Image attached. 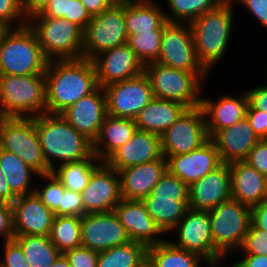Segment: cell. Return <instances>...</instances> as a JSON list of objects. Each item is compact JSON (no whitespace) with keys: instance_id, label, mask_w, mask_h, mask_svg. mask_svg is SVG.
<instances>
[{"instance_id":"cell-1","label":"cell","mask_w":267,"mask_h":267,"mask_svg":"<svg viewBox=\"0 0 267 267\" xmlns=\"http://www.w3.org/2000/svg\"><path fill=\"white\" fill-rule=\"evenodd\" d=\"M48 114H60L99 86L93 61L51 60L45 70Z\"/></svg>"},{"instance_id":"cell-2","label":"cell","mask_w":267,"mask_h":267,"mask_svg":"<svg viewBox=\"0 0 267 267\" xmlns=\"http://www.w3.org/2000/svg\"><path fill=\"white\" fill-rule=\"evenodd\" d=\"M34 123L51 171L55 168L52 158L64 164L87 159L93 154V143L78 133L60 114H40L34 117Z\"/></svg>"},{"instance_id":"cell-3","label":"cell","mask_w":267,"mask_h":267,"mask_svg":"<svg viewBox=\"0 0 267 267\" xmlns=\"http://www.w3.org/2000/svg\"><path fill=\"white\" fill-rule=\"evenodd\" d=\"M233 3L224 0L189 23L198 60L208 71L226 53L232 32Z\"/></svg>"},{"instance_id":"cell-4","label":"cell","mask_w":267,"mask_h":267,"mask_svg":"<svg viewBox=\"0 0 267 267\" xmlns=\"http://www.w3.org/2000/svg\"><path fill=\"white\" fill-rule=\"evenodd\" d=\"M45 113V74L0 75V117L33 118Z\"/></svg>"},{"instance_id":"cell-5","label":"cell","mask_w":267,"mask_h":267,"mask_svg":"<svg viewBox=\"0 0 267 267\" xmlns=\"http://www.w3.org/2000/svg\"><path fill=\"white\" fill-rule=\"evenodd\" d=\"M144 74L149 80L154 98L174 101L187 109L200 106V91H203L201 82L208 76L207 73H191L151 62L145 64Z\"/></svg>"},{"instance_id":"cell-6","label":"cell","mask_w":267,"mask_h":267,"mask_svg":"<svg viewBox=\"0 0 267 267\" xmlns=\"http://www.w3.org/2000/svg\"><path fill=\"white\" fill-rule=\"evenodd\" d=\"M27 24L35 32L49 61L82 58L84 30L76 23L37 13L28 19Z\"/></svg>"},{"instance_id":"cell-7","label":"cell","mask_w":267,"mask_h":267,"mask_svg":"<svg viewBox=\"0 0 267 267\" xmlns=\"http://www.w3.org/2000/svg\"><path fill=\"white\" fill-rule=\"evenodd\" d=\"M48 63L28 24L13 28L0 45V75L44 74Z\"/></svg>"},{"instance_id":"cell-8","label":"cell","mask_w":267,"mask_h":267,"mask_svg":"<svg viewBox=\"0 0 267 267\" xmlns=\"http://www.w3.org/2000/svg\"><path fill=\"white\" fill-rule=\"evenodd\" d=\"M163 233L173 231L188 210L189 187L168 170L143 200Z\"/></svg>"},{"instance_id":"cell-9","label":"cell","mask_w":267,"mask_h":267,"mask_svg":"<svg viewBox=\"0 0 267 267\" xmlns=\"http://www.w3.org/2000/svg\"><path fill=\"white\" fill-rule=\"evenodd\" d=\"M0 149L17 155L38 175L52 172L42 152L34 117H0Z\"/></svg>"},{"instance_id":"cell-10","label":"cell","mask_w":267,"mask_h":267,"mask_svg":"<svg viewBox=\"0 0 267 267\" xmlns=\"http://www.w3.org/2000/svg\"><path fill=\"white\" fill-rule=\"evenodd\" d=\"M124 0L93 16L83 33L82 58L93 60L104 51L127 43Z\"/></svg>"},{"instance_id":"cell-11","label":"cell","mask_w":267,"mask_h":267,"mask_svg":"<svg viewBox=\"0 0 267 267\" xmlns=\"http://www.w3.org/2000/svg\"><path fill=\"white\" fill-rule=\"evenodd\" d=\"M209 218L214 246L224 256L240 250L251 223V207L231 198L209 210Z\"/></svg>"},{"instance_id":"cell-12","label":"cell","mask_w":267,"mask_h":267,"mask_svg":"<svg viewBox=\"0 0 267 267\" xmlns=\"http://www.w3.org/2000/svg\"><path fill=\"white\" fill-rule=\"evenodd\" d=\"M169 22L163 25L159 64L191 73H208L198 60L190 24Z\"/></svg>"},{"instance_id":"cell-13","label":"cell","mask_w":267,"mask_h":267,"mask_svg":"<svg viewBox=\"0 0 267 267\" xmlns=\"http://www.w3.org/2000/svg\"><path fill=\"white\" fill-rule=\"evenodd\" d=\"M178 229L174 246L200 255L210 267H218L225 256L214 246L209 211L188 208L184 217L173 228Z\"/></svg>"},{"instance_id":"cell-14","label":"cell","mask_w":267,"mask_h":267,"mask_svg":"<svg viewBox=\"0 0 267 267\" xmlns=\"http://www.w3.org/2000/svg\"><path fill=\"white\" fill-rule=\"evenodd\" d=\"M202 108L187 109L162 135L163 156H176L198 149L209 140Z\"/></svg>"},{"instance_id":"cell-15","label":"cell","mask_w":267,"mask_h":267,"mask_svg":"<svg viewBox=\"0 0 267 267\" xmlns=\"http://www.w3.org/2000/svg\"><path fill=\"white\" fill-rule=\"evenodd\" d=\"M107 115L135 119L138 113L154 99L147 76L142 73L131 79L104 87Z\"/></svg>"},{"instance_id":"cell-16","label":"cell","mask_w":267,"mask_h":267,"mask_svg":"<svg viewBox=\"0 0 267 267\" xmlns=\"http://www.w3.org/2000/svg\"><path fill=\"white\" fill-rule=\"evenodd\" d=\"M81 196L85 214L114 211L115 206L122 200L119 172L105 162L100 163Z\"/></svg>"},{"instance_id":"cell-17","label":"cell","mask_w":267,"mask_h":267,"mask_svg":"<svg viewBox=\"0 0 267 267\" xmlns=\"http://www.w3.org/2000/svg\"><path fill=\"white\" fill-rule=\"evenodd\" d=\"M129 241L114 211L85 214L81 218V246L100 252Z\"/></svg>"},{"instance_id":"cell-18","label":"cell","mask_w":267,"mask_h":267,"mask_svg":"<svg viewBox=\"0 0 267 267\" xmlns=\"http://www.w3.org/2000/svg\"><path fill=\"white\" fill-rule=\"evenodd\" d=\"M92 61L102 88L144 73L145 65L127 44L104 51Z\"/></svg>"},{"instance_id":"cell-19","label":"cell","mask_w":267,"mask_h":267,"mask_svg":"<svg viewBox=\"0 0 267 267\" xmlns=\"http://www.w3.org/2000/svg\"><path fill=\"white\" fill-rule=\"evenodd\" d=\"M63 117L78 133L92 143L97 139L101 126L107 116L106 95L104 88L98 87L62 113Z\"/></svg>"},{"instance_id":"cell-20","label":"cell","mask_w":267,"mask_h":267,"mask_svg":"<svg viewBox=\"0 0 267 267\" xmlns=\"http://www.w3.org/2000/svg\"><path fill=\"white\" fill-rule=\"evenodd\" d=\"M164 157L167 160V170L188 187L223 164L211 139L189 153Z\"/></svg>"},{"instance_id":"cell-21","label":"cell","mask_w":267,"mask_h":267,"mask_svg":"<svg viewBox=\"0 0 267 267\" xmlns=\"http://www.w3.org/2000/svg\"><path fill=\"white\" fill-rule=\"evenodd\" d=\"M14 236H48L55 218L35 193L17 197L12 203Z\"/></svg>"},{"instance_id":"cell-22","label":"cell","mask_w":267,"mask_h":267,"mask_svg":"<svg viewBox=\"0 0 267 267\" xmlns=\"http://www.w3.org/2000/svg\"><path fill=\"white\" fill-rule=\"evenodd\" d=\"M114 212L131 241L149 247L165 240L159 237L164 233L156 225L142 200L122 199L115 206Z\"/></svg>"},{"instance_id":"cell-23","label":"cell","mask_w":267,"mask_h":267,"mask_svg":"<svg viewBox=\"0 0 267 267\" xmlns=\"http://www.w3.org/2000/svg\"><path fill=\"white\" fill-rule=\"evenodd\" d=\"M231 198L229 164L223 163L189 187L188 207L209 211Z\"/></svg>"},{"instance_id":"cell-24","label":"cell","mask_w":267,"mask_h":267,"mask_svg":"<svg viewBox=\"0 0 267 267\" xmlns=\"http://www.w3.org/2000/svg\"><path fill=\"white\" fill-rule=\"evenodd\" d=\"M162 156L161 136L137 129L132 138L114 151L104 162L119 171L155 161Z\"/></svg>"},{"instance_id":"cell-25","label":"cell","mask_w":267,"mask_h":267,"mask_svg":"<svg viewBox=\"0 0 267 267\" xmlns=\"http://www.w3.org/2000/svg\"><path fill=\"white\" fill-rule=\"evenodd\" d=\"M211 140L226 164L245 161L251 149L260 141L246 117L233 126L219 130Z\"/></svg>"},{"instance_id":"cell-26","label":"cell","mask_w":267,"mask_h":267,"mask_svg":"<svg viewBox=\"0 0 267 267\" xmlns=\"http://www.w3.org/2000/svg\"><path fill=\"white\" fill-rule=\"evenodd\" d=\"M166 171L167 160L164 156L119 170L122 199L143 200Z\"/></svg>"},{"instance_id":"cell-27","label":"cell","mask_w":267,"mask_h":267,"mask_svg":"<svg viewBox=\"0 0 267 267\" xmlns=\"http://www.w3.org/2000/svg\"><path fill=\"white\" fill-rule=\"evenodd\" d=\"M248 106L247 93L239 98L222 96L217 102L201 98L200 107L205 116L207 133L211 139L219 130L233 126L246 117Z\"/></svg>"},{"instance_id":"cell-28","label":"cell","mask_w":267,"mask_h":267,"mask_svg":"<svg viewBox=\"0 0 267 267\" xmlns=\"http://www.w3.org/2000/svg\"><path fill=\"white\" fill-rule=\"evenodd\" d=\"M231 177V197L249 207L266 199L265 175L245 161L229 164Z\"/></svg>"},{"instance_id":"cell-29","label":"cell","mask_w":267,"mask_h":267,"mask_svg":"<svg viewBox=\"0 0 267 267\" xmlns=\"http://www.w3.org/2000/svg\"><path fill=\"white\" fill-rule=\"evenodd\" d=\"M186 110L180 103L154 98L134 120L138 130L161 136Z\"/></svg>"},{"instance_id":"cell-30","label":"cell","mask_w":267,"mask_h":267,"mask_svg":"<svg viewBox=\"0 0 267 267\" xmlns=\"http://www.w3.org/2000/svg\"><path fill=\"white\" fill-rule=\"evenodd\" d=\"M151 0H124L127 35L141 32H163L165 12Z\"/></svg>"},{"instance_id":"cell-31","label":"cell","mask_w":267,"mask_h":267,"mask_svg":"<svg viewBox=\"0 0 267 267\" xmlns=\"http://www.w3.org/2000/svg\"><path fill=\"white\" fill-rule=\"evenodd\" d=\"M136 130L134 119L107 115L97 139L93 142V154L104 162L114 151L128 142Z\"/></svg>"},{"instance_id":"cell-32","label":"cell","mask_w":267,"mask_h":267,"mask_svg":"<svg viewBox=\"0 0 267 267\" xmlns=\"http://www.w3.org/2000/svg\"><path fill=\"white\" fill-rule=\"evenodd\" d=\"M202 260L197 253L178 248L170 240L147 247V261L152 267H200Z\"/></svg>"},{"instance_id":"cell-33","label":"cell","mask_w":267,"mask_h":267,"mask_svg":"<svg viewBox=\"0 0 267 267\" xmlns=\"http://www.w3.org/2000/svg\"><path fill=\"white\" fill-rule=\"evenodd\" d=\"M0 168L2 169L11 192L16 197L34 193L35 188L30 191L29 186L31 185L32 176L34 174L38 175V173L25 164L17 155L0 149Z\"/></svg>"},{"instance_id":"cell-34","label":"cell","mask_w":267,"mask_h":267,"mask_svg":"<svg viewBox=\"0 0 267 267\" xmlns=\"http://www.w3.org/2000/svg\"><path fill=\"white\" fill-rule=\"evenodd\" d=\"M99 163L102 162L92 154L87 159L59 164L58 168L55 167L52 170V173L65 189L81 194L88 185L93 171L100 165Z\"/></svg>"},{"instance_id":"cell-35","label":"cell","mask_w":267,"mask_h":267,"mask_svg":"<svg viewBox=\"0 0 267 267\" xmlns=\"http://www.w3.org/2000/svg\"><path fill=\"white\" fill-rule=\"evenodd\" d=\"M147 261V247L136 241L100 251L97 267H141Z\"/></svg>"},{"instance_id":"cell-36","label":"cell","mask_w":267,"mask_h":267,"mask_svg":"<svg viewBox=\"0 0 267 267\" xmlns=\"http://www.w3.org/2000/svg\"><path fill=\"white\" fill-rule=\"evenodd\" d=\"M31 267H51L61 254L48 236H14Z\"/></svg>"},{"instance_id":"cell-37","label":"cell","mask_w":267,"mask_h":267,"mask_svg":"<svg viewBox=\"0 0 267 267\" xmlns=\"http://www.w3.org/2000/svg\"><path fill=\"white\" fill-rule=\"evenodd\" d=\"M81 218L55 216L49 238L61 254L81 246Z\"/></svg>"},{"instance_id":"cell-38","label":"cell","mask_w":267,"mask_h":267,"mask_svg":"<svg viewBox=\"0 0 267 267\" xmlns=\"http://www.w3.org/2000/svg\"><path fill=\"white\" fill-rule=\"evenodd\" d=\"M171 14L164 13L166 21L191 23L200 15L215 9L224 0H166Z\"/></svg>"},{"instance_id":"cell-39","label":"cell","mask_w":267,"mask_h":267,"mask_svg":"<svg viewBox=\"0 0 267 267\" xmlns=\"http://www.w3.org/2000/svg\"><path fill=\"white\" fill-rule=\"evenodd\" d=\"M163 32H141L128 36L127 45L135 52L143 64L155 62L161 50Z\"/></svg>"},{"instance_id":"cell-40","label":"cell","mask_w":267,"mask_h":267,"mask_svg":"<svg viewBox=\"0 0 267 267\" xmlns=\"http://www.w3.org/2000/svg\"><path fill=\"white\" fill-rule=\"evenodd\" d=\"M38 177H42L49 181L45 186L41 185L42 190L35 189L34 193L37 197L42 201V203L55 212L59 206H61V199L64 196L65 187L61 184V182L53 175V173L39 175Z\"/></svg>"},{"instance_id":"cell-41","label":"cell","mask_w":267,"mask_h":267,"mask_svg":"<svg viewBox=\"0 0 267 267\" xmlns=\"http://www.w3.org/2000/svg\"><path fill=\"white\" fill-rule=\"evenodd\" d=\"M240 248L245 254L267 255V231L258 229L250 223Z\"/></svg>"},{"instance_id":"cell-42","label":"cell","mask_w":267,"mask_h":267,"mask_svg":"<svg viewBox=\"0 0 267 267\" xmlns=\"http://www.w3.org/2000/svg\"><path fill=\"white\" fill-rule=\"evenodd\" d=\"M0 20L10 26L14 25V28L27 25L28 19L22 9V0H0Z\"/></svg>"},{"instance_id":"cell-43","label":"cell","mask_w":267,"mask_h":267,"mask_svg":"<svg viewBox=\"0 0 267 267\" xmlns=\"http://www.w3.org/2000/svg\"><path fill=\"white\" fill-rule=\"evenodd\" d=\"M61 206L54 212L55 216H80L85 215L82 196L80 193L64 189Z\"/></svg>"},{"instance_id":"cell-44","label":"cell","mask_w":267,"mask_h":267,"mask_svg":"<svg viewBox=\"0 0 267 267\" xmlns=\"http://www.w3.org/2000/svg\"><path fill=\"white\" fill-rule=\"evenodd\" d=\"M98 254V251L84 246H79L64 253L71 267H97Z\"/></svg>"},{"instance_id":"cell-45","label":"cell","mask_w":267,"mask_h":267,"mask_svg":"<svg viewBox=\"0 0 267 267\" xmlns=\"http://www.w3.org/2000/svg\"><path fill=\"white\" fill-rule=\"evenodd\" d=\"M3 248L4 259L0 261V267H31L27 262L23 250L14 240L5 241Z\"/></svg>"},{"instance_id":"cell-46","label":"cell","mask_w":267,"mask_h":267,"mask_svg":"<svg viewBox=\"0 0 267 267\" xmlns=\"http://www.w3.org/2000/svg\"><path fill=\"white\" fill-rule=\"evenodd\" d=\"M245 162L261 174L267 175V139L260 140L251 149Z\"/></svg>"},{"instance_id":"cell-47","label":"cell","mask_w":267,"mask_h":267,"mask_svg":"<svg viewBox=\"0 0 267 267\" xmlns=\"http://www.w3.org/2000/svg\"><path fill=\"white\" fill-rule=\"evenodd\" d=\"M246 118L257 137L267 139V113L254 109L249 103L246 109Z\"/></svg>"},{"instance_id":"cell-48","label":"cell","mask_w":267,"mask_h":267,"mask_svg":"<svg viewBox=\"0 0 267 267\" xmlns=\"http://www.w3.org/2000/svg\"><path fill=\"white\" fill-rule=\"evenodd\" d=\"M3 241L14 238L13 206L9 203H0V237Z\"/></svg>"},{"instance_id":"cell-49","label":"cell","mask_w":267,"mask_h":267,"mask_svg":"<svg viewBox=\"0 0 267 267\" xmlns=\"http://www.w3.org/2000/svg\"><path fill=\"white\" fill-rule=\"evenodd\" d=\"M91 16L86 11L84 5L80 0H70L68 8V20L76 23L83 30L87 27V24L91 21Z\"/></svg>"},{"instance_id":"cell-50","label":"cell","mask_w":267,"mask_h":267,"mask_svg":"<svg viewBox=\"0 0 267 267\" xmlns=\"http://www.w3.org/2000/svg\"><path fill=\"white\" fill-rule=\"evenodd\" d=\"M69 1L50 0L46 7L38 14L50 18H65L68 20Z\"/></svg>"},{"instance_id":"cell-51","label":"cell","mask_w":267,"mask_h":267,"mask_svg":"<svg viewBox=\"0 0 267 267\" xmlns=\"http://www.w3.org/2000/svg\"><path fill=\"white\" fill-rule=\"evenodd\" d=\"M246 6L260 24L267 28V0H232Z\"/></svg>"},{"instance_id":"cell-52","label":"cell","mask_w":267,"mask_h":267,"mask_svg":"<svg viewBox=\"0 0 267 267\" xmlns=\"http://www.w3.org/2000/svg\"><path fill=\"white\" fill-rule=\"evenodd\" d=\"M248 103L257 110L267 113V85L256 87L246 92Z\"/></svg>"},{"instance_id":"cell-53","label":"cell","mask_w":267,"mask_h":267,"mask_svg":"<svg viewBox=\"0 0 267 267\" xmlns=\"http://www.w3.org/2000/svg\"><path fill=\"white\" fill-rule=\"evenodd\" d=\"M251 223L256 228L267 231V199L251 208Z\"/></svg>"},{"instance_id":"cell-54","label":"cell","mask_w":267,"mask_h":267,"mask_svg":"<svg viewBox=\"0 0 267 267\" xmlns=\"http://www.w3.org/2000/svg\"><path fill=\"white\" fill-rule=\"evenodd\" d=\"M118 0H80L88 14L93 17L112 7Z\"/></svg>"},{"instance_id":"cell-55","label":"cell","mask_w":267,"mask_h":267,"mask_svg":"<svg viewBox=\"0 0 267 267\" xmlns=\"http://www.w3.org/2000/svg\"><path fill=\"white\" fill-rule=\"evenodd\" d=\"M246 257L233 263L234 267H267V255L245 254Z\"/></svg>"},{"instance_id":"cell-56","label":"cell","mask_w":267,"mask_h":267,"mask_svg":"<svg viewBox=\"0 0 267 267\" xmlns=\"http://www.w3.org/2000/svg\"><path fill=\"white\" fill-rule=\"evenodd\" d=\"M50 0H22V9L27 19L40 13Z\"/></svg>"},{"instance_id":"cell-57","label":"cell","mask_w":267,"mask_h":267,"mask_svg":"<svg viewBox=\"0 0 267 267\" xmlns=\"http://www.w3.org/2000/svg\"><path fill=\"white\" fill-rule=\"evenodd\" d=\"M16 198L17 197L11 192L2 169L0 168V203L12 204Z\"/></svg>"},{"instance_id":"cell-58","label":"cell","mask_w":267,"mask_h":267,"mask_svg":"<svg viewBox=\"0 0 267 267\" xmlns=\"http://www.w3.org/2000/svg\"><path fill=\"white\" fill-rule=\"evenodd\" d=\"M13 26L0 20V45L4 42L6 36L11 32Z\"/></svg>"},{"instance_id":"cell-59","label":"cell","mask_w":267,"mask_h":267,"mask_svg":"<svg viewBox=\"0 0 267 267\" xmlns=\"http://www.w3.org/2000/svg\"><path fill=\"white\" fill-rule=\"evenodd\" d=\"M51 267H71L68 259L64 254H60L54 263L51 265Z\"/></svg>"},{"instance_id":"cell-60","label":"cell","mask_w":267,"mask_h":267,"mask_svg":"<svg viewBox=\"0 0 267 267\" xmlns=\"http://www.w3.org/2000/svg\"><path fill=\"white\" fill-rule=\"evenodd\" d=\"M265 191H266V199H267V175L265 176Z\"/></svg>"},{"instance_id":"cell-61","label":"cell","mask_w":267,"mask_h":267,"mask_svg":"<svg viewBox=\"0 0 267 267\" xmlns=\"http://www.w3.org/2000/svg\"><path fill=\"white\" fill-rule=\"evenodd\" d=\"M141 267H152L148 261H146Z\"/></svg>"}]
</instances>
